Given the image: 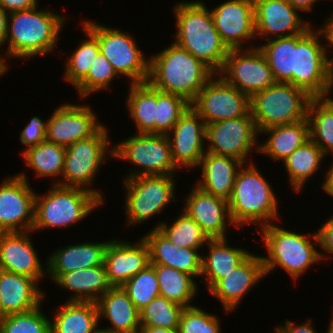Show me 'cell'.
<instances>
[{
    "label": "cell",
    "instance_id": "obj_29",
    "mask_svg": "<svg viewBox=\"0 0 333 333\" xmlns=\"http://www.w3.org/2000/svg\"><path fill=\"white\" fill-rule=\"evenodd\" d=\"M243 164L233 157L206 152L198 166L202 171L201 178L194 184L204 192L228 201Z\"/></svg>",
    "mask_w": 333,
    "mask_h": 333
},
{
    "label": "cell",
    "instance_id": "obj_5",
    "mask_svg": "<svg viewBox=\"0 0 333 333\" xmlns=\"http://www.w3.org/2000/svg\"><path fill=\"white\" fill-rule=\"evenodd\" d=\"M260 229L267 252V257L262 256L266 277L272 274L274 268L280 267L296 281L315 263L321 262L320 253L315 247L319 245L316 232L297 233L275 223Z\"/></svg>",
    "mask_w": 333,
    "mask_h": 333
},
{
    "label": "cell",
    "instance_id": "obj_10",
    "mask_svg": "<svg viewBox=\"0 0 333 333\" xmlns=\"http://www.w3.org/2000/svg\"><path fill=\"white\" fill-rule=\"evenodd\" d=\"M175 175H151L123 180L126 226L144 224L176 199ZM175 193V194H174Z\"/></svg>",
    "mask_w": 333,
    "mask_h": 333
},
{
    "label": "cell",
    "instance_id": "obj_63",
    "mask_svg": "<svg viewBox=\"0 0 333 333\" xmlns=\"http://www.w3.org/2000/svg\"><path fill=\"white\" fill-rule=\"evenodd\" d=\"M274 329H275L274 333H281L276 327Z\"/></svg>",
    "mask_w": 333,
    "mask_h": 333
},
{
    "label": "cell",
    "instance_id": "obj_23",
    "mask_svg": "<svg viewBox=\"0 0 333 333\" xmlns=\"http://www.w3.org/2000/svg\"><path fill=\"white\" fill-rule=\"evenodd\" d=\"M149 264V248L142 237L134 243L121 239H111L108 242L104 265L108 282L112 287H122Z\"/></svg>",
    "mask_w": 333,
    "mask_h": 333
},
{
    "label": "cell",
    "instance_id": "obj_27",
    "mask_svg": "<svg viewBox=\"0 0 333 333\" xmlns=\"http://www.w3.org/2000/svg\"><path fill=\"white\" fill-rule=\"evenodd\" d=\"M110 240L83 242L59 247L47 257V275L54 281L60 274L104 264V254Z\"/></svg>",
    "mask_w": 333,
    "mask_h": 333
},
{
    "label": "cell",
    "instance_id": "obj_3",
    "mask_svg": "<svg viewBox=\"0 0 333 333\" xmlns=\"http://www.w3.org/2000/svg\"><path fill=\"white\" fill-rule=\"evenodd\" d=\"M36 7L10 13L7 21L5 54L12 60L44 56L51 53L59 41L66 16Z\"/></svg>",
    "mask_w": 333,
    "mask_h": 333
},
{
    "label": "cell",
    "instance_id": "obj_45",
    "mask_svg": "<svg viewBox=\"0 0 333 333\" xmlns=\"http://www.w3.org/2000/svg\"><path fill=\"white\" fill-rule=\"evenodd\" d=\"M41 308L6 315L0 320V333H51L50 318Z\"/></svg>",
    "mask_w": 333,
    "mask_h": 333
},
{
    "label": "cell",
    "instance_id": "obj_26",
    "mask_svg": "<svg viewBox=\"0 0 333 333\" xmlns=\"http://www.w3.org/2000/svg\"><path fill=\"white\" fill-rule=\"evenodd\" d=\"M99 325L106 318L105 333H140V311L122 287H111L97 301Z\"/></svg>",
    "mask_w": 333,
    "mask_h": 333
},
{
    "label": "cell",
    "instance_id": "obj_30",
    "mask_svg": "<svg viewBox=\"0 0 333 333\" xmlns=\"http://www.w3.org/2000/svg\"><path fill=\"white\" fill-rule=\"evenodd\" d=\"M227 240L210 239L206 244L208 254H202L201 278H205L208 290L251 254L245 249L230 246Z\"/></svg>",
    "mask_w": 333,
    "mask_h": 333
},
{
    "label": "cell",
    "instance_id": "obj_64",
    "mask_svg": "<svg viewBox=\"0 0 333 333\" xmlns=\"http://www.w3.org/2000/svg\"><path fill=\"white\" fill-rule=\"evenodd\" d=\"M331 313H332V317H331V319H330V320L333 322V311H332Z\"/></svg>",
    "mask_w": 333,
    "mask_h": 333
},
{
    "label": "cell",
    "instance_id": "obj_41",
    "mask_svg": "<svg viewBox=\"0 0 333 333\" xmlns=\"http://www.w3.org/2000/svg\"><path fill=\"white\" fill-rule=\"evenodd\" d=\"M83 33L88 37L79 40L80 44L65 61L63 79L75 87L89 72L90 66L100 51L98 40L82 26Z\"/></svg>",
    "mask_w": 333,
    "mask_h": 333
},
{
    "label": "cell",
    "instance_id": "obj_21",
    "mask_svg": "<svg viewBox=\"0 0 333 333\" xmlns=\"http://www.w3.org/2000/svg\"><path fill=\"white\" fill-rule=\"evenodd\" d=\"M191 189L185 196V206L181 210L199 224L209 239L227 238L228 226L235 227L228 201L206 193L196 185Z\"/></svg>",
    "mask_w": 333,
    "mask_h": 333
},
{
    "label": "cell",
    "instance_id": "obj_22",
    "mask_svg": "<svg viewBox=\"0 0 333 333\" xmlns=\"http://www.w3.org/2000/svg\"><path fill=\"white\" fill-rule=\"evenodd\" d=\"M31 232H0V270L31 277L40 284L47 275V259L42 265Z\"/></svg>",
    "mask_w": 333,
    "mask_h": 333
},
{
    "label": "cell",
    "instance_id": "obj_31",
    "mask_svg": "<svg viewBox=\"0 0 333 333\" xmlns=\"http://www.w3.org/2000/svg\"><path fill=\"white\" fill-rule=\"evenodd\" d=\"M51 333H95L99 330L98 307L92 301H67L54 309Z\"/></svg>",
    "mask_w": 333,
    "mask_h": 333
},
{
    "label": "cell",
    "instance_id": "obj_2",
    "mask_svg": "<svg viewBox=\"0 0 333 333\" xmlns=\"http://www.w3.org/2000/svg\"><path fill=\"white\" fill-rule=\"evenodd\" d=\"M215 73L174 42L149 57L147 82L154 88L183 97L190 104Z\"/></svg>",
    "mask_w": 333,
    "mask_h": 333
},
{
    "label": "cell",
    "instance_id": "obj_54",
    "mask_svg": "<svg viewBox=\"0 0 333 333\" xmlns=\"http://www.w3.org/2000/svg\"><path fill=\"white\" fill-rule=\"evenodd\" d=\"M8 13L0 8V51L1 46H4L7 43V21Z\"/></svg>",
    "mask_w": 333,
    "mask_h": 333
},
{
    "label": "cell",
    "instance_id": "obj_62",
    "mask_svg": "<svg viewBox=\"0 0 333 333\" xmlns=\"http://www.w3.org/2000/svg\"><path fill=\"white\" fill-rule=\"evenodd\" d=\"M95 333H105L103 330L99 329L97 332Z\"/></svg>",
    "mask_w": 333,
    "mask_h": 333
},
{
    "label": "cell",
    "instance_id": "obj_51",
    "mask_svg": "<svg viewBox=\"0 0 333 333\" xmlns=\"http://www.w3.org/2000/svg\"><path fill=\"white\" fill-rule=\"evenodd\" d=\"M39 0H0V8H3L8 14L29 10L38 5Z\"/></svg>",
    "mask_w": 333,
    "mask_h": 333
},
{
    "label": "cell",
    "instance_id": "obj_17",
    "mask_svg": "<svg viewBox=\"0 0 333 333\" xmlns=\"http://www.w3.org/2000/svg\"><path fill=\"white\" fill-rule=\"evenodd\" d=\"M46 141L69 147L93 136L103 124L90 105L62 103L47 118Z\"/></svg>",
    "mask_w": 333,
    "mask_h": 333
},
{
    "label": "cell",
    "instance_id": "obj_49",
    "mask_svg": "<svg viewBox=\"0 0 333 333\" xmlns=\"http://www.w3.org/2000/svg\"><path fill=\"white\" fill-rule=\"evenodd\" d=\"M316 233L319 241L318 246L321 248V251L319 250L321 260H327L330 255H333V215L325 220Z\"/></svg>",
    "mask_w": 333,
    "mask_h": 333
},
{
    "label": "cell",
    "instance_id": "obj_55",
    "mask_svg": "<svg viewBox=\"0 0 333 333\" xmlns=\"http://www.w3.org/2000/svg\"><path fill=\"white\" fill-rule=\"evenodd\" d=\"M328 58V65H327V97L331 94L333 91V57L331 56Z\"/></svg>",
    "mask_w": 333,
    "mask_h": 333
},
{
    "label": "cell",
    "instance_id": "obj_39",
    "mask_svg": "<svg viewBox=\"0 0 333 333\" xmlns=\"http://www.w3.org/2000/svg\"><path fill=\"white\" fill-rule=\"evenodd\" d=\"M258 48L265 55L275 82L292 84L294 36L272 38Z\"/></svg>",
    "mask_w": 333,
    "mask_h": 333
},
{
    "label": "cell",
    "instance_id": "obj_50",
    "mask_svg": "<svg viewBox=\"0 0 333 333\" xmlns=\"http://www.w3.org/2000/svg\"><path fill=\"white\" fill-rule=\"evenodd\" d=\"M284 323V325L276 326L281 333H317L315 327H313L311 318L306 319L304 323L302 322L298 325L289 319H285Z\"/></svg>",
    "mask_w": 333,
    "mask_h": 333
},
{
    "label": "cell",
    "instance_id": "obj_36",
    "mask_svg": "<svg viewBox=\"0 0 333 333\" xmlns=\"http://www.w3.org/2000/svg\"><path fill=\"white\" fill-rule=\"evenodd\" d=\"M151 265L155 268L161 296L184 308L194 306L191 303L199 292V287L191 275L169 266Z\"/></svg>",
    "mask_w": 333,
    "mask_h": 333
},
{
    "label": "cell",
    "instance_id": "obj_46",
    "mask_svg": "<svg viewBox=\"0 0 333 333\" xmlns=\"http://www.w3.org/2000/svg\"><path fill=\"white\" fill-rule=\"evenodd\" d=\"M189 107L183 97L157 89L156 134L167 135Z\"/></svg>",
    "mask_w": 333,
    "mask_h": 333
},
{
    "label": "cell",
    "instance_id": "obj_1",
    "mask_svg": "<svg viewBox=\"0 0 333 333\" xmlns=\"http://www.w3.org/2000/svg\"><path fill=\"white\" fill-rule=\"evenodd\" d=\"M208 9L203 0L176 3L172 9L177 27L173 42L218 74L229 49L222 42Z\"/></svg>",
    "mask_w": 333,
    "mask_h": 333
},
{
    "label": "cell",
    "instance_id": "obj_48",
    "mask_svg": "<svg viewBox=\"0 0 333 333\" xmlns=\"http://www.w3.org/2000/svg\"><path fill=\"white\" fill-rule=\"evenodd\" d=\"M47 122L48 120L43 121L39 116H32L19 136L22 145H26L25 149L46 140Z\"/></svg>",
    "mask_w": 333,
    "mask_h": 333
},
{
    "label": "cell",
    "instance_id": "obj_7",
    "mask_svg": "<svg viewBox=\"0 0 333 333\" xmlns=\"http://www.w3.org/2000/svg\"><path fill=\"white\" fill-rule=\"evenodd\" d=\"M108 129L103 125L90 138L76 141L67 147L61 181L58 180L51 184L89 190L104 202L103 193L92 186L106 157L112 158L113 156V146L109 140Z\"/></svg>",
    "mask_w": 333,
    "mask_h": 333
},
{
    "label": "cell",
    "instance_id": "obj_57",
    "mask_svg": "<svg viewBox=\"0 0 333 333\" xmlns=\"http://www.w3.org/2000/svg\"><path fill=\"white\" fill-rule=\"evenodd\" d=\"M5 58L8 59L6 54H0V78L7 72V69L10 68Z\"/></svg>",
    "mask_w": 333,
    "mask_h": 333
},
{
    "label": "cell",
    "instance_id": "obj_15",
    "mask_svg": "<svg viewBox=\"0 0 333 333\" xmlns=\"http://www.w3.org/2000/svg\"><path fill=\"white\" fill-rule=\"evenodd\" d=\"M190 106L207 124L226 119L252 116L250 97L215 74L197 94Z\"/></svg>",
    "mask_w": 333,
    "mask_h": 333
},
{
    "label": "cell",
    "instance_id": "obj_59",
    "mask_svg": "<svg viewBox=\"0 0 333 333\" xmlns=\"http://www.w3.org/2000/svg\"><path fill=\"white\" fill-rule=\"evenodd\" d=\"M333 160V159H332ZM330 164L331 166H328L329 169L325 171V178L324 181H333V161Z\"/></svg>",
    "mask_w": 333,
    "mask_h": 333
},
{
    "label": "cell",
    "instance_id": "obj_12",
    "mask_svg": "<svg viewBox=\"0 0 333 333\" xmlns=\"http://www.w3.org/2000/svg\"><path fill=\"white\" fill-rule=\"evenodd\" d=\"M310 26L294 35V71L292 85L306 91L311 97H327L328 58L322 35Z\"/></svg>",
    "mask_w": 333,
    "mask_h": 333
},
{
    "label": "cell",
    "instance_id": "obj_16",
    "mask_svg": "<svg viewBox=\"0 0 333 333\" xmlns=\"http://www.w3.org/2000/svg\"><path fill=\"white\" fill-rule=\"evenodd\" d=\"M0 184V232L32 231L36 192L25 172Z\"/></svg>",
    "mask_w": 333,
    "mask_h": 333
},
{
    "label": "cell",
    "instance_id": "obj_28",
    "mask_svg": "<svg viewBox=\"0 0 333 333\" xmlns=\"http://www.w3.org/2000/svg\"><path fill=\"white\" fill-rule=\"evenodd\" d=\"M31 277L0 270V297L3 318L8 314L24 313L42 305L45 294Z\"/></svg>",
    "mask_w": 333,
    "mask_h": 333
},
{
    "label": "cell",
    "instance_id": "obj_61",
    "mask_svg": "<svg viewBox=\"0 0 333 333\" xmlns=\"http://www.w3.org/2000/svg\"><path fill=\"white\" fill-rule=\"evenodd\" d=\"M3 319V306L1 302V297H0V320Z\"/></svg>",
    "mask_w": 333,
    "mask_h": 333
},
{
    "label": "cell",
    "instance_id": "obj_44",
    "mask_svg": "<svg viewBox=\"0 0 333 333\" xmlns=\"http://www.w3.org/2000/svg\"><path fill=\"white\" fill-rule=\"evenodd\" d=\"M122 288L139 311L160 295L155 268L151 264L129 279Z\"/></svg>",
    "mask_w": 333,
    "mask_h": 333
},
{
    "label": "cell",
    "instance_id": "obj_53",
    "mask_svg": "<svg viewBox=\"0 0 333 333\" xmlns=\"http://www.w3.org/2000/svg\"><path fill=\"white\" fill-rule=\"evenodd\" d=\"M294 8L299 10L300 12H312L314 4L322 0H287Z\"/></svg>",
    "mask_w": 333,
    "mask_h": 333
},
{
    "label": "cell",
    "instance_id": "obj_47",
    "mask_svg": "<svg viewBox=\"0 0 333 333\" xmlns=\"http://www.w3.org/2000/svg\"><path fill=\"white\" fill-rule=\"evenodd\" d=\"M220 319L198 306L185 307L179 323V333H222Z\"/></svg>",
    "mask_w": 333,
    "mask_h": 333
},
{
    "label": "cell",
    "instance_id": "obj_4",
    "mask_svg": "<svg viewBox=\"0 0 333 333\" xmlns=\"http://www.w3.org/2000/svg\"><path fill=\"white\" fill-rule=\"evenodd\" d=\"M254 164L250 161L239 169L228 205L235 228L253 224L258 231L259 227L281 220L275 191Z\"/></svg>",
    "mask_w": 333,
    "mask_h": 333
},
{
    "label": "cell",
    "instance_id": "obj_25",
    "mask_svg": "<svg viewBox=\"0 0 333 333\" xmlns=\"http://www.w3.org/2000/svg\"><path fill=\"white\" fill-rule=\"evenodd\" d=\"M142 238L149 248L150 264L172 267L194 279L201 277L200 248L177 247L158 228H152Z\"/></svg>",
    "mask_w": 333,
    "mask_h": 333
},
{
    "label": "cell",
    "instance_id": "obj_14",
    "mask_svg": "<svg viewBox=\"0 0 333 333\" xmlns=\"http://www.w3.org/2000/svg\"><path fill=\"white\" fill-rule=\"evenodd\" d=\"M230 49L218 73L228 84L251 97L276 82L268 61L258 46Z\"/></svg>",
    "mask_w": 333,
    "mask_h": 333
},
{
    "label": "cell",
    "instance_id": "obj_34",
    "mask_svg": "<svg viewBox=\"0 0 333 333\" xmlns=\"http://www.w3.org/2000/svg\"><path fill=\"white\" fill-rule=\"evenodd\" d=\"M137 133L156 134L157 89L148 82L129 84L125 102Z\"/></svg>",
    "mask_w": 333,
    "mask_h": 333
},
{
    "label": "cell",
    "instance_id": "obj_20",
    "mask_svg": "<svg viewBox=\"0 0 333 333\" xmlns=\"http://www.w3.org/2000/svg\"><path fill=\"white\" fill-rule=\"evenodd\" d=\"M254 14L256 37L266 41L294 36L311 26L287 0H254Z\"/></svg>",
    "mask_w": 333,
    "mask_h": 333
},
{
    "label": "cell",
    "instance_id": "obj_24",
    "mask_svg": "<svg viewBox=\"0 0 333 333\" xmlns=\"http://www.w3.org/2000/svg\"><path fill=\"white\" fill-rule=\"evenodd\" d=\"M266 278L262 256L251 253L226 277L219 280L210 290L226 313L238 309L243 297L250 289Z\"/></svg>",
    "mask_w": 333,
    "mask_h": 333
},
{
    "label": "cell",
    "instance_id": "obj_32",
    "mask_svg": "<svg viewBox=\"0 0 333 333\" xmlns=\"http://www.w3.org/2000/svg\"><path fill=\"white\" fill-rule=\"evenodd\" d=\"M268 138L259 145V153L271 160L282 162L310 139L307 119L291 124L277 125L260 132Z\"/></svg>",
    "mask_w": 333,
    "mask_h": 333
},
{
    "label": "cell",
    "instance_id": "obj_9",
    "mask_svg": "<svg viewBox=\"0 0 333 333\" xmlns=\"http://www.w3.org/2000/svg\"><path fill=\"white\" fill-rule=\"evenodd\" d=\"M84 26L97 40L100 52L111 63L118 76H125L130 84L147 82L149 58L142 53L135 37L119 28L84 20ZM121 74V75H120Z\"/></svg>",
    "mask_w": 333,
    "mask_h": 333
},
{
    "label": "cell",
    "instance_id": "obj_11",
    "mask_svg": "<svg viewBox=\"0 0 333 333\" xmlns=\"http://www.w3.org/2000/svg\"><path fill=\"white\" fill-rule=\"evenodd\" d=\"M113 158L129 161L133 168L123 179L151 175H174L180 170L173 163L170 143L164 134L137 133L113 145Z\"/></svg>",
    "mask_w": 333,
    "mask_h": 333
},
{
    "label": "cell",
    "instance_id": "obj_40",
    "mask_svg": "<svg viewBox=\"0 0 333 333\" xmlns=\"http://www.w3.org/2000/svg\"><path fill=\"white\" fill-rule=\"evenodd\" d=\"M172 224L158 222L153 228H158L177 247L203 248L210 240L199 224L181 211Z\"/></svg>",
    "mask_w": 333,
    "mask_h": 333
},
{
    "label": "cell",
    "instance_id": "obj_37",
    "mask_svg": "<svg viewBox=\"0 0 333 333\" xmlns=\"http://www.w3.org/2000/svg\"><path fill=\"white\" fill-rule=\"evenodd\" d=\"M307 120L310 139L325 156L333 157V98L317 97L310 100Z\"/></svg>",
    "mask_w": 333,
    "mask_h": 333
},
{
    "label": "cell",
    "instance_id": "obj_58",
    "mask_svg": "<svg viewBox=\"0 0 333 333\" xmlns=\"http://www.w3.org/2000/svg\"><path fill=\"white\" fill-rule=\"evenodd\" d=\"M321 185L324 192L333 197V181H323Z\"/></svg>",
    "mask_w": 333,
    "mask_h": 333
},
{
    "label": "cell",
    "instance_id": "obj_18",
    "mask_svg": "<svg viewBox=\"0 0 333 333\" xmlns=\"http://www.w3.org/2000/svg\"><path fill=\"white\" fill-rule=\"evenodd\" d=\"M166 136L176 167L198 168L206 153V123L191 106Z\"/></svg>",
    "mask_w": 333,
    "mask_h": 333
},
{
    "label": "cell",
    "instance_id": "obj_38",
    "mask_svg": "<svg viewBox=\"0 0 333 333\" xmlns=\"http://www.w3.org/2000/svg\"><path fill=\"white\" fill-rule=\"evenodd\" d=\"M23 152V153H22ZM21 155L28 168L39 178L62 177L66 148L49 141L22 150Z\"/></svg>",
    "mask_w": 333,
    "mask_h": 333
},
{
    "label": "cell",
    "instance_id": "obj_60",
    "mask_svg": "<svg viewBox=\"0 0 333 333\" xmlns=\"http://www.w3.org/2000/svg\"><path fill=\"white\" fill-rule=\"evenodd\" d=\"M328 330L326 331L327 333H333V322L330 320L329 325H328ZM325 332V333H326Z\"/></svg>",
    "mask_w": 333,
    "mask_h": 333
},
{
    "label": "cell",
    "instance_id": "obj_13",
    "mask_svg": "<svg viewBox=\"0 0 333 333\" xmlns=\"http://www.w3.org/2000/svg\"><path fill=\"white\" fill-rule=\"evenodd\" d=\"M258 136L260 133L252 116L210 123L206 125V152L233 157L247 164L250 152H259Z\"/></svg>",
    "mask_w": 333,
    "mask_h": 333
},
{
    "label": "cell",
    "instance_id": "obj_56",
    "mask_svg": "<svg viewBox=\"0 0 333 333\" xmlns=\"http://www.w3.org/2000/svg\"><path fill=\"white\" fill-rule=\"evenodd\" d=\"M140 333H179L178 329H164L161 327H141Z\"/></svg>",
    "mask_w": 333,
    "mask_h": 333
},
{
    "label": "cell",
    "instance_id": "obj_43",
    "mask_svg": "<svg viewBox=\"0 0 333 333\" xmlns=\"http://www.w3.org/2000/svg\"><path fill=\"white\" fill-rule=\"evenodd\" d=\"M119 77L111 63L99 51L88 74L74 87L81 100L98 91L108 90L112 80Z\"/></svg>",
    "mask_w": 333,
    "mask_h": 333
},
{
    "label": "cell",
    "instance_id": "obj_19",
    "mask_svg": "<svg viewBox=\"0 0 333 333\" xmlns=\"http://www.w3.org/2000/svg\"><path fill=\"white\" fill-rule=\"evenodd\" d=\"M222 42L230 49H248L246 41L257 39L254 0H227L210 9Z\"/></svg>",
    "mask_w": 333,
    "mask_h": 333
},
{
    "label": "cell",
    "instance_id": "obj_8",
    "mask_svg": "<svg viewBox=\"0 0 333 333\" xmlns=\"http://www.w3.org/2000/svg\"><path fill=\"white\" fill-rule=\"evenodd\" d=\"M312 98L290 83H275L250 97V113L260 133L273 126L307 119Z\"/></svg>",
    "mask_w": 333,
    "mask_h": 333
},
{
    "label": "cell",
    "instance_id": "obj_52",
    "mask_svg": "<svg viewBox=\"0 0 333 333\" xmlns=\"http://www.w3.org/2000/svg\"><path fill=\"white\" fill-rule=\"evenodd\" d=\"M327 20H325V23L322 24L323 26H320L318 30L320 31L322 38L325 40L324 48L327 57H329V52L331 50V47H333V14L329 16V18L326 17ZM330 49V50H328Z\"/></svg>",
    "mask_w": 333,
    "mask_h": 333
},
{
    "label": "cell",
    "instance_id": "obj_35",
    "mask_svg": "<svg viewBox=\"0 0 333 333\" xmlns=\"http://www.w3.org/2000/svg\"><path fill=\"white\" fill-rule=\"evenodd\" d=\"M323 159L325 160V155L322 150L309 139L282 161L293 191L299 194L305 188L308 179L320 169Z\"/></svg>",
    "mask_w": 333,
    "mask_h": 333
},
{
    "label": "cell",
    "instance_id": "obj_33",
    "mask_svg": "<svg viewBox=\"0 0 333 333\" xmlns=\"http://www.w3.org/2000/svg\"><path fill=\"white\" fill-rule=\"evenodd\" d=\"M53 282L62 289L74 292L67 301L96 302L112 287L104 264L60 274Z\"/></svg>",
    "mask_w": 333,
    "mask_h": 333
},
{
    "label": "cell",
    "instance_id": "obj_6",
    "mask_svg": "<svg viewBox=\"0 0 333 333\" xmlns=\"http://www.w3.org/2000/svg\"><path fill=\"white\" fill-rule=\"evenodd\" d=\"M103 203L89 190L52 184L45 195L36 193L32 231L71 227L89 217Z\"/></svg>",
    "mask_w": 333,
    "mask_h": 333
},
{
    "label": "cell",
    "instance_id": "obj_42",
    "mask_svg": "<svg viewBox=\"0 0 333 333\" xmlns=\"http://www.w3.org/2000/svg\"><path fill=\"white\" fill-rule=\"evenodd\" d=\"M184 307L159 295L140 311V327L179 329Z\"/></svg>",
    "mask_w": 333,
    "mask_h": 333
}]
</instances>
